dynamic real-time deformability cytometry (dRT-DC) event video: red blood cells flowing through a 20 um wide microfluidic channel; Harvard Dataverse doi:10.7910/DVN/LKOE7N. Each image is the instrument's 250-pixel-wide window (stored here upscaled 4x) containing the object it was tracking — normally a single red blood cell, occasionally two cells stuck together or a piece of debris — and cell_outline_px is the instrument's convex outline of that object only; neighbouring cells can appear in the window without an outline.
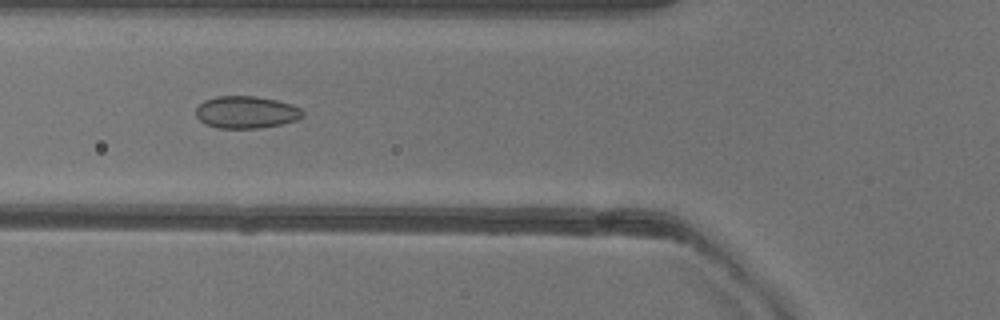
{"species": "common noctule bat (a hibernating species)", "species_latin": "Nyctalus noctula", "temperature_condition": "warm", "stored_images_in_passage": 41, "camera_frame_rate_fps": 3000, "um_per_image_px": 0.085, "animal": {"sex": "female"}, "frame": {"image": 1, "passage_image": 9, "time_ms": 2.667, "image_size_px": [1000, 320], "cell_outline_px": [[304, 116], [296, 120], [280, 124], [256, 128], [220, 128], [204, 124], [196, 116], [196, 108], [204, 100], [216, 96], [256, 96], [276, 100], [292, 104], [300, 108], [304, 112]], "centroid_in_image_um": [20.92, 9.53], "position_along_channel_um": 104.9, "area_um2": 20.06}}
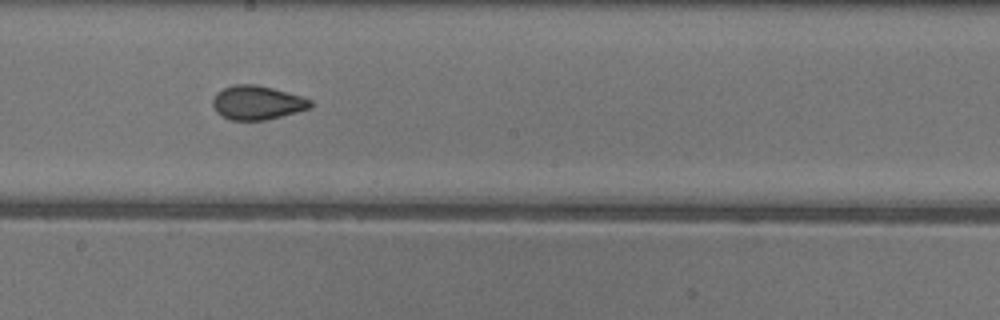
{"frame": {"image": 2, "passage_image": 18, "time_ms": 5.667, "image_size_px": [1000, 320], "cell_outline_px": [[312, 104], [308, 108], [296, 112], [264, 120], [232, 120], [216, 112], [212, 104], [212, 100], [216, 92], [232, 84], [256, 84], [272, 88], [300, 96], [312, 100]], "centroid_in_image_um": [21.81, 8.71], "position_along_channel_um": 226.4, "area_um2": 19.13}}
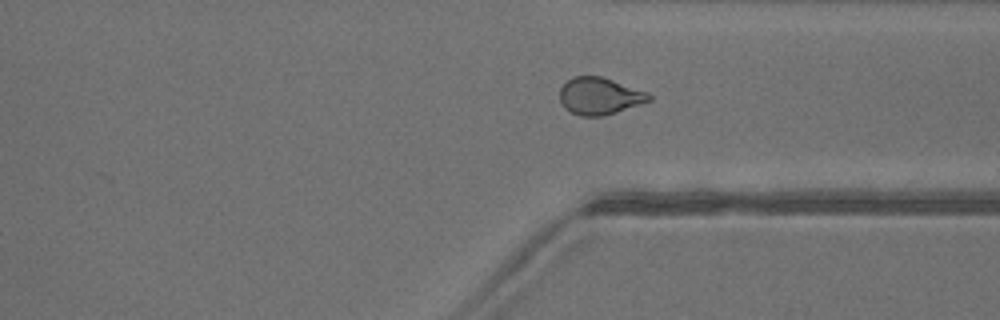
{"frame": {"image": 3, "passage_image": 28, "time_ms": 9.0, "image_size_px": [1000, 320], "cell_outline_px": [[652, 100], [604, 116], [580, 116], [564, 108], [560, 100], [560, 88], [572, 76], [600, 76], [648, 92], [652, 96]], "centroid_in_image_um": [50.96, 8.17], "position_along_channel_um": 360.4, "area_um2": 19.19}, "authors_computed_cell_mechanics": {"area_um2": 19.5942, "velocity_mm_per_s": 4.031, "shape_relaxation_time_tau1_ms": null, "shape_relaxation_time_tau2_ms": 1.0919, "deformation_change_tau1": null, "deformation_change_tau2": 0.0591}}